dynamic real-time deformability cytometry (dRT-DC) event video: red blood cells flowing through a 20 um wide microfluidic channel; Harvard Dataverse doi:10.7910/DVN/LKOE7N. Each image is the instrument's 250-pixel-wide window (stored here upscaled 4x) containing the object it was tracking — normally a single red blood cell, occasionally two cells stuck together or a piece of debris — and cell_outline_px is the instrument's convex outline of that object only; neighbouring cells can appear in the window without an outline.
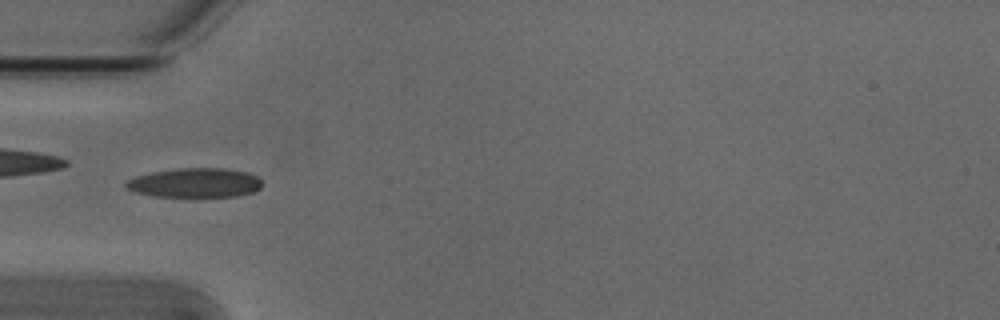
{"species": "Egyptian fruit bat (a non-hibernating species)", "species_latin": "Rousettus aegyptiacus", "temperature_condition": "cold", "stored_images_in_passage": 6, "camera_frame_rate_fps": 3000, "um_per_image_px": 0.085, "animal": {"sex": "male"}, "frame": {"image": 1, "passage_image": 4, "time_ms": 1.0, "image_size_px": [1000, 320], "cell_outline_px": [[260, 188], [252, 192], [236, 196], [196, 200], [192, 200], [152, 196], [136, 192], [128, 188], [124, 184], [128, 180], [136, 176], [152, 172], [176, 168], [224, 168], [248, 172], [256, 176], [260, 180]], "centroid_in_image_um": [16.56, 15.59], "position_along_channel_um": 68.4, "area_um2": 24.33}}